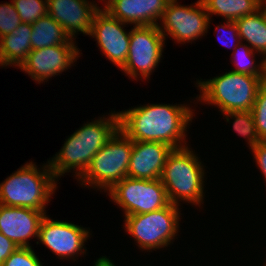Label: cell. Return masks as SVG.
I'll list each match as a JSON object with an SVG mask.
<instances>
[{
  "label": "cell",
  "instance_id": "obj_1",
  "mask_svg": "<svg viewBox=\"0 0 266 266\" xmlns=\"http://www.w3.org/2000/svg\"><path fill=\"white\" fill-rule=\"evenodd\" d=\"M191 108L190 104L177 103L135 106L118 112L119 128L132 141L163 142L174 149L186 147L187 127L195 115Z\"/></svg>",
  "mask_w": 266,
  "mask_h": 266
},
{
  "label": "cell",
  "instance_id": "obj_2",
  "mask_svg": "<svg viewBox=\"0 0 266 266\" xmlns=\"http://www.w3.org/2000/svg\"><path fill=\"white\" fill-rule=\"evenodd\" d=\"M102 117L88 121L75 130L65 139L60 151L48 160L57 181L72 171L78 181L88 169L93 156L119 129L118 111L111 110L107 117L105 114Z\"/></svg>",
  "mask_w": 266,
  "mask_h": 266
},
{
  "label": "cell",
  "instance_id": "obj_3",
  "mask_svg": "<svg viewBox=\"0 0 266 266\" xmlns=\"http://www.w3.org/2000/svg\"><path fill=\"white\" fill-rule=\"evenodd\" d=\"M44 164L39 169L34 162H26L0 183V204L47 213L46 206L59 183L48 160Z\"/></svg>",
  "mask_w": 266,
  "mask_h": 266
},
{
  "label": "cell",
  "instance_id": "obj_4",
  "mask_svg": "<svg viewBox=\"0 0 266 266\" xmlns=\"http://www.w3.org/2000/svg\"><path fill=\"white\" fill-rule=\"evenodd\" d=\"M189 146L173 149L161 175L170 203H189L200 208L204 203L205 165Z\"/></svg>",
  "mask_w": 266,
  "mask_h": 266
},
{
  "label": "cell",
  "instance_id": "obj_5",
  "mask_svg": "<svg viewBox=\"0 0 266 266\" xmlns=\"http://www.w3.org/2000/svg\"><path fill=\"white\" fill-rule=\"evenodd\" d=\"M200 94L196 100L218 107L221 114L231 111H251L259 87L266 77L236 73L231 70L204 81L196 80Z\"/></svg>",
  "mask_w": 266,
  "mask_h": 266
},
{
  "label": "cell",
  "instance_id": "obj_6",
  "mask_svg": "<svg viewBox=\"0 0 266 266\" xmlns=\"http://www.w3.org/2000/svg\"><path fill=\"white\" fill-rule=\"evenodd\" d=\"M132 148L133 141L119 128L93 156L88 169L77 182H81L84 188L108 192L127 177Z\"/></svg>",
  "mask_w": 266,
  "mask_h": 266
},
{
  "label": "cell",
  "instance_id": "obj_7",
  "mask_svg": "<svg viewBox=\"0 0 266 266\" xmlns=\"http://www.w3.org/2000/svg\"><path fill=\"white\" fill-rule=\"evenodd\" d=\"M181 209L170 203L152 212L127 215L123 220L124 230L142 251L168 248L179 233Z\"/></svg>",
  "mask_w": 266,
  "mask_h": 266
},
{
  "label": "cell",
  "instance_id": "obj_8",
  "mask_svg": "<svg viewBox=\"0 0 266 266\" xmlns=\"http://www.w3.org/2000/svg\"><path fill=\"white\" fill-rule=\"evenodd\" d=\"M110 201L123 210L124 217L164 208L170 204L161 179H135L124 177L106 194Z\"/></svg>",
  "mask_w": 266,
  "mask_h": 266
},
{
  "label": "cell",
  "instance_id": "obj_9",
  "mask_svg": "<svg viewBox=\"0 0 266 266\" xmlns=\"http://www.w3.org/2000/svg\"><path fill=\"white\" fill-rule=\"evenodd\" d=\"M211 21L201 0L186 6L170 0L158 27L165 41L169 37L184 45L205 36Z\"/></svg>",
  "mask_w": 266,
  "mask_h": 266
},
{
  "label": "cell",
  "instance_id": "obj_10",
  "mask_svg": "<svg viewBox=\"0 0 266 266\" xmlns=\"http://www.w3.org/2000/svg\"><path fill=\"white\" fill-rule=\"evenodd\" d=\"M165 43L158 26L131 27L129 52L120 71L136 81L149 80L162 60Z\"/></svg>",
  "mask_w": 266,
  "mask_h": 266
},
{
  "label": "cell",
  "instance_id": "obj_11",
  "mask_svg": "<svg viewBox=\"0 0 266 266\" xmlns=\"http://www.w3.org/2000/svg\"><path fill=\"white\" fill-rule=\"evenodd\" d=\"M90 235V228L64 220H53L46 214L40 224L36 244H44L58 259H73L75 262L78 259L76 257L86 254L85 243Z\"/></svg>",
  "mask_w": 266,
  "mask_h": 266
},
{
  "label": "cell",
  "instance_id": "obj_12",
  "mask_svg": "<svg viewBox=\"0 0 266 266\" xmlns=\"http://www.w3.org/2000/svg\"><path fill=\"white\" fill-rule=\"evenodd\" d=\"M128 24L111 16L105 9L100 8L94 15L89 36L95 39L97 46L104 56L117 68L126 63L129 52L130 31L126 32Z\"/></svg>",
  "mask_w": 266,
  "mask_h": 266
},
{
  "label": "cell",
  "instance_id": "obj_13",
  "mask_svg": "<svg viewBox=\"0 0 266 266\" xmlns=\"http://www.w3.org/2000/svg\"><path fill=\"white\" fill-rule=\"evenodd\" d=\"M80 48L76 45H54L42 49H34L19 69L28 74L38 84L49 81L51 77L60 76L74 66L78 60Z\"/></svg>",
  "mask_w": 266,
  "mask_h": 266
},
{
  "label": "cell",
  "instance_id": "obj_14",
  "mask_svg": "<svg viewBox=\"0 0 266 266\" xmlns=\"http://www.w3.org/2000/svg\"><path fill=\"white\" fill-rule=\"evenodd\" d=\"M47 7L48 14L74 40L78 32L89 35L94 15L100 9L93 0H47Z\"/></svg>",
  "mask_w": 266,
  "mask_h": 266
},
{
  "label": "cell",
  "instance_id": "obj_15",
  "mask_svg": "<svg viewBox=\"0 0 266 266\" xmlns=\"http://www.w3.org/2000/svg\"><path fill=\"white\" fill-rule=\"evenodd\" d=\"M45 215L39 210L0 204V232L18 247H31L29 239H38Z\"/></svg>",
  "mask_w": 266,
  "mask_h": 266
},
{
  "label": "cell",
  "instance_id": "obj_16",
  "mask_svg": "<svg viewBox=\"0 0 266 266\" xmlns=\"http://www.w3.org/2000/svg\"><path fill=\"white\" fill-rule=\"evenodd\" d=\"M173 149L163 142L133 141L127 177L160 179L167 157Z\"/></svg>",
  "mask_w": 266,
  "mask_h": 266
},
{
  "label": "cell",
  "instance_id": "obj_17",
  "mask_svg": "<svg viewBox=\"0 0 266 266\" xmlns=\"http://www.w3.org/2000/svg\"><path fill=\"white\" fill-rule=\"evenodd\" d=\"M169 1L103 0L102 8L114 18L129 25L158 26Z\"/></svg>",
  "mask_w": 266,
  "mask_h": 266
},
{
  "label": "cell",
  "instance_id": "obj_18",
  "mask_svg": "<svg viewBox=\"0 0 266 266\" xmlns=\"http://www.w3.org/2000/svg\"><path fill=\"white\" fill-rule=\"evenodd\" d=\"M32 25L30 23H21L9 35L0 39V66L20 67L27 59L31 48Z\"/></svg>",
  "mask_w": 266,
  "mask_h": 266
},
{
  "label": "cell",
  "instance_id": "obj_19",
  "mask_svg": "<svg viewBox=\"0 0 266 266\" xmlns=\"http://www.w3.org/2000/svg\"><path fill=\"white\" fill-rule=\"evenodd\" d=\"M31 48L42 49L54 45H77L63 27L49 14L32 23Z\"/></svg>",
  "mask_w": 266,
  "mask_h": 266
},
{
  "label": "cell",
  "instance_id": "obj_20",
  "mask_svg": "<svg viewBox=\"0 0 266 266\" xmlns=\"http://www.w3.org/2000/svg\"><path fill=\"white\" fill-rule=\"evenodd\" d=\"M240 40L245 42L257 55L266 59V18L262 11L247 15L235 21Z\"/></svg>",
  "mask_w": 266,
  "mask_h": 266
},
{
  "label": "cell",
  "instance_id": "obj_21",
  "mask_svg": "<svg viewBox=\"0 0 266 266\" xmlns=\"http://www.w3.org/2000/svg\"><path fill=\"white\" fill-rule=\"evenodd\" d=\"M211 19L212 15L221 16L225 21L235 22L239 18L257 12L258 0H201Z\"/></svg>",
  "mask_w": 266,
  "mask_h": 266
},
{
  "label": "cell",
  "instance_id": "obj_22",
  "mask_svg": "<svg viewBox=\"0 0 266 266\" xmlns=\"http://www.w3.org/2000/svg\"><path fill=\"white\" fill-rule=\"evenodd\" d=\"M256 53L245 42H239L232 52V63L236 73L248 74L257 77H266V59L256 61ZM256 58V59H255Z\"/></svg>",
  "mask_w": 266,
  "mask_h": 266
},
{
  "label": "cell",
  "instance_id": "obj_23",
  "mask_svg": "<svg viewBox=\"0 0 266 266\" xmlns=\"http://www.w3.org/2000/svg\"><path fill=\"white\" fill-rule=\"evenodd\" d=\"M221 115H224V119L229 123L231 121L230 119L233 120V130L238 133V136L241 135L246 139L250 150L261 141L258 137L251 111H231L225 112Z\"/></svg>",
  "mask_w": 266,
  "mask_h": 266
},
{
  "label": "cell",
  "instance_id": "obj_24",
  "mask_svg": "<svg viewBox=\"0 0 266 266\" xmlns=\"http://www.w3.org/2000/svg\"><path fill=\"white\" fill-rule=\"evenodd\" d=\"M22 23H34L48 14L47 0H12Z\"/></svg>",
  "mask_w": 266,
  "mask_h": 266
},
{
  "label": "cell",
  "instance_id": "obj_25",
  "mask_svg": "<svg viewBox=\"0 0 266 266\" xmlns=\"http://www.w3.org/2000/svg\"><path fill=\"white\" fill-rule=\"evenodd\" d=\"M251 112L258 137L261 141H266V81L258 89Z\"/></svg>",
  "mask_w": 266,
  "mask_h": 266
},
{
  "label": "cell",
  "instance_id": "obj_26",
  "mask_svg": "<svg viewBox=\"0 0 266 266\" xmlns=\"http://www.w3.org/2000/svg\"><path fill=\"white\" fill-rule=\"evenodd\" d=\"M21 23L12 0L0 4V39L12 33Z\"/></svg>",
  "mask_w": 266,
  "mask_h": 266
},
{
  "label": "cell",
  "instance_id": "obj_27",
  "mask_svg": "<svg viewBox=\"0 0 266 266\" xmlns=\"http://www.w3.org/2000/svg\"><path fill=\"white\" fill-rule=\"evenodd\" d=\"M43 264L31 245V247L17 248L1 266H43Z\"/></svg>",
  "mask_w": 266,
  "mask_h": 266
},
{
  "label": "cell",
  "instance_id": "obj_28",
  "mask_svg": "<svg viewBox=\"0 0 266 266\" xmlns=\"http://www.w3.org/2000/svg\"><path fill=\"white\" fill-rule=\"evenodd\" d=\"M216 30H218L219 34L221 31H223L221 35L217 34L218 35L217 38L220 41V43L223 44V46H226L228 48L232 47V49L233 48L235 49L236 46L239 44V42H241L240 36L238 33L237 24L233 21H229V20H226V22L224 21V24L222 23L221 25L216 26L215 31ZM225 32L227 33L225 34ZM233 42H236V43H233Z\"/></svg>",
  "mask_w": 266,
  "mask_h": 266
},
{
  "label": "cell",
  "instance_id": "obj_29",
  "mask_svg": "<svg viewBox=\"0 0 266 266\" xmlns=\"http://www.w3.org/2000/svg\"><path fill=\"white\" fill-rule=\"evenodd\" d=\"M253 159L266 182V141H260L251 151ZM266 186V185H265Z\"/></svg>",
  "mask_w": 266,
  "mask_h": 266
},
{
  "label": "cell",
  "instance_id": "obj_30",
  "mask_svg": "<svg viewBox=\"0 0 266 266\" xmlns=\"http://www.w3.org/2000/svg\"><path fill=\"white\" fill-rule=\"evenodd\" d=\"M17 248L12 240L0 232V266Z\"/></svg>",
  "mask_w": 266,
  "mask_h": 266
},
{
  "label": "cell",
  "instance_id": "obj_31",
  "mask_svg": "<svg viewBox=\"0 0 266 266\" xmlns=\"http://www.w3.org/2000/svg\"><path fill=\"white\" fill-rule=\"evenodd\" d=\"M113 260H110L107 256L99 257L96 261H94V266H116Z\"/></svg>",
  "mask_w": 266,
  "mask_h": 266
},
{
  "label": "cell",
  "instance_id": "obj_32",
  "mask_svg": "<svg viewBox=\"0 0 266 266\" xmlns=\"http://www.w3.org/2000/svg\"><path fill=\"white\" fill-rule=\"evenodd\" d=\"M258 9L266 10V0H258Z\"/></svg>",
  "mask_w": 266,
  "mask_h": 266
},
{
  "label": "cell",
  "instance_id": "obj_33",
  "mask_svg": "<svg viewBox=\"0 0 266 266\" xmlns=\"http://www.w3.org/2000/svg\"><path fill=\"white\" fill-rule=\"evenodd\" d=\"M259 11H262L265 15V18H266V10H259Z\"/></svg>",
  "mask_w": 266,
  "mask_h": 266
}]
</instances>
